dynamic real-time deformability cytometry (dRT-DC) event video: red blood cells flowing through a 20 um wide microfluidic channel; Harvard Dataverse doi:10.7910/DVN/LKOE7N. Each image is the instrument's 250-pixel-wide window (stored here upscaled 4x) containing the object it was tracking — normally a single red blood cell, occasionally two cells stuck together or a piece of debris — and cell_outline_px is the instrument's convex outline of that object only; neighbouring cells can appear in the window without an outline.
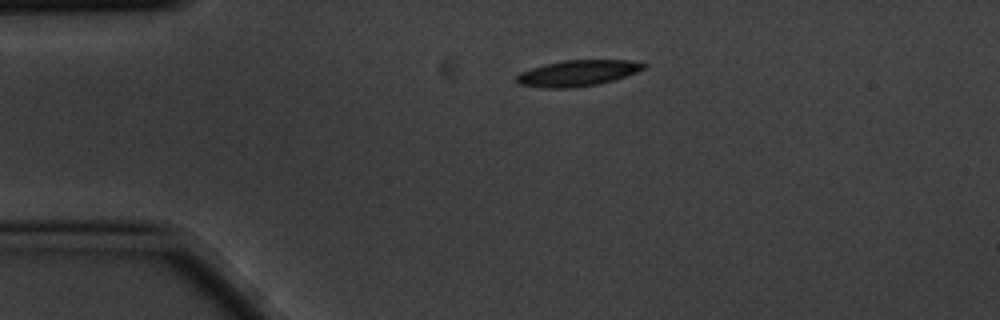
{"species": "common noctule bat (a hibernating species)", "species_latin": "Nyctalus noctula", "temperature_condition": "cold", "stored_images_in_passage": 2, "camera_frame_rate_fps": 3000, "um_per_image_px": 0.085, "animal": {"sex": "male", "body_mass_g": 20.1, "forearm_length_mm": 53.5}, "frame": {"image": 1, "passage_image": 1, "time_ms": 0.0, "image_size_px": [1000, 320], "cell_outline_px": [[648, 64], [644, 68], [636, 72], [600, 84], [572, 88], [544, 88], [516, 84], [516, 76], [520, 72], [544, 64], [564, 60], [632, 60]], "centroid_in_image_um": [49.07, 6.22], "position_along_channel_um": 35.9, "area_um2": 19.31}}